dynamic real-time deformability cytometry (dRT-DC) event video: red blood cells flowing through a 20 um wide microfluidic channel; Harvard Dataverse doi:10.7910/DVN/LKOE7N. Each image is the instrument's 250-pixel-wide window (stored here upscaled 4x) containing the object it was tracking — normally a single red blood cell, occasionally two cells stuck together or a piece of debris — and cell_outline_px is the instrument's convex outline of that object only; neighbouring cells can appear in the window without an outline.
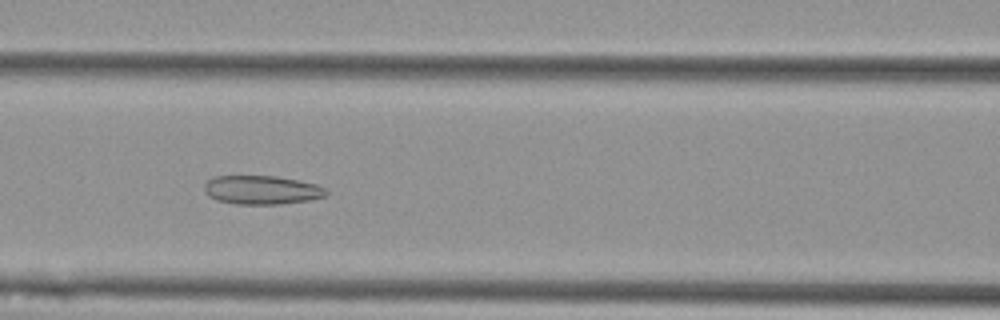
{"species": "Egyptian fruit bat (a non-hibernating species)", "species_latin": "Rousettus aegyptiacus", "temperature_condition": "cold", "stored_images_in_passage": 56, "camera_frame_rate_fps": 3000, "um_per_image_px": 0.085, "animal": {"sex": "female"}, "frame": {"image": 1, "passage_image": 24, "time_ms": 7.667, "image_size_px": [1000, 320], "cell_outline_px": [[328, 196], [312, 200], [280, 204], [236, 204], [216, 200], [208, 196], [204, 192], [204, 184], [212, 176], [276, 176], [300, 180], [316, 184], [324, 188], [328, 192]], "centroid_in_image_um": [22.26, 16.15], "position_along_channel_um": 144.3, "area_um2": 20.75}}
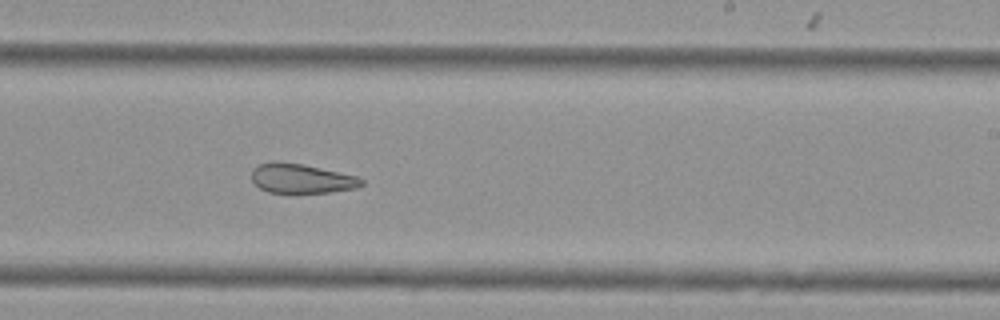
{"frame": {"image": 2, "passage_image": 34, "time_ms": 11.0, "image_size_px": [1000, 320], "cell_outline_px": [[364, 184], [356, 188], [332, 192], [288, 196], [268, 192], [260, 188], [252, 180], [252, 168], [260, 164], [272, 160], [280, 160], [304, 164], [356, 176], [364, 180]], "centroid_in_image_um": [25.58, 15.21], "position_along_channel_um": 263.4, "area_um2": 19.88}}
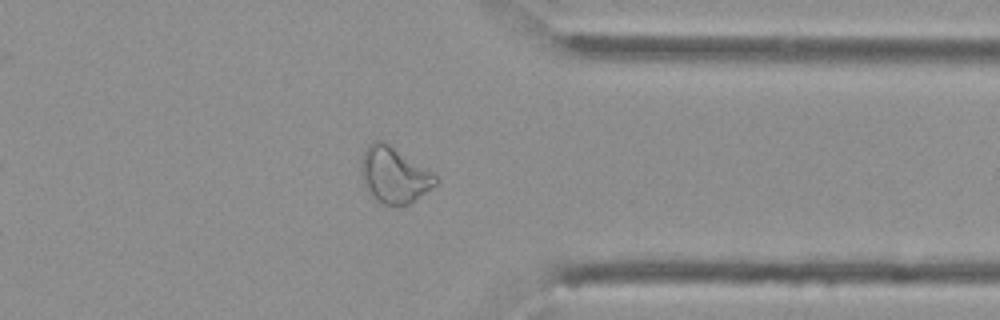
{"frame": {"image": 3, "passage_image": 44, "time_ms": 14.333, "image_size_px": [1000, 320], "cell_outline_px": [[440, 180], [436, 184], [408, 204], [384, 204], [372, 200], [364, 184], [360, 172], [360, 160], [368, 144], [376, 140], [380, 140], [388, 144], [432, 172]], "centroid_in_image_um": [33.44, 14.88], "position_along_channel_um": 378.0, "area_um2": 23.99}, "authors_computed_cell_mechanics": {"area_um2": 26.2701, "velocity_mm_per_s": 3.5915, "shape_relaxation_time_tau1_ms": null, "shape_relaxation_time_tau2_ms": 2.8836, "deformation_change_tau1": null, "deformation_change_tau2": 0.1025}}